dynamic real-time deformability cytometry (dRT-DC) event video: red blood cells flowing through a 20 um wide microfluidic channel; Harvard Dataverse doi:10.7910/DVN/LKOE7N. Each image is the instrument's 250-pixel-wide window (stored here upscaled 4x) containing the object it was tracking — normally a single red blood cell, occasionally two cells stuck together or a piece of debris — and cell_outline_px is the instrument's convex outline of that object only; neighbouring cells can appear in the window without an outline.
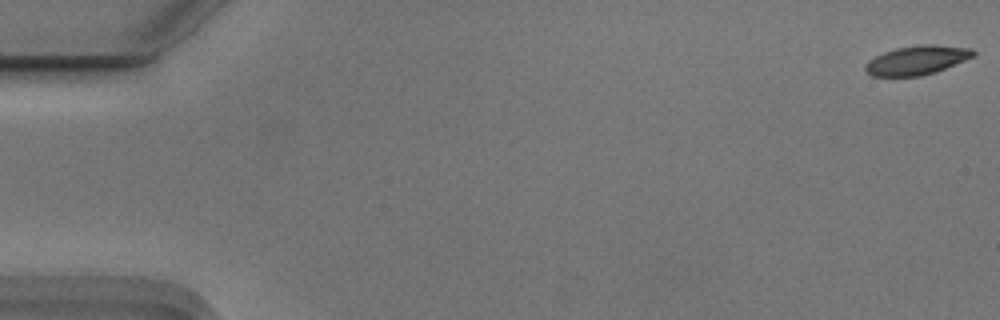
{"species": "Egyptian fruit bat (a non-hibernating species)", "species_latin": "Rousettus aegyptiacus", "temperature_condition": "cold", "stored_images_in_passage": 56, "camera_frame_rate_fps": 3000, "um_per_image_px": 0.085, "animal": {"sex": "male"}, "frame": {"image": 1, "passage_image": 1, "time_ms": 0.0, "image_size_px": [1000, 320], "cell_outline_px": [[976, 56], [936, 72], [920, 76], [872, 76], [864, 68], [864, 64], [868, 60], [884, 52], [896, 48], [920, 44], [932, 44], [972, 48], [976, 52]], "centroid_in_image_um": [77.97, 5.11], "position_along_channel_um": 7.0, "area_um2": 18.44}}
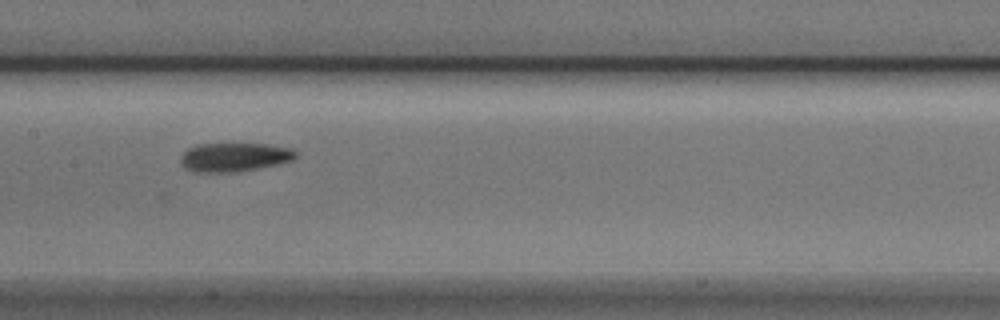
{"frame": {"image": 2, "passage_image": 28, "time_ms": 9.0, "image_size_px": [1000, 320], "cell_outline_px": [[300, 152], [292, 160], [276, 164], [256, 168], [232, 172], [192, 172], [184, 168], [180, 164], [180, 156], [188, 148], [196, 144], [268, 144], [292, 148]], "centroid_in_image_um": [19.89, 13.35], "position_along_channel_um": 187.5, "area_um2": 19.42}}
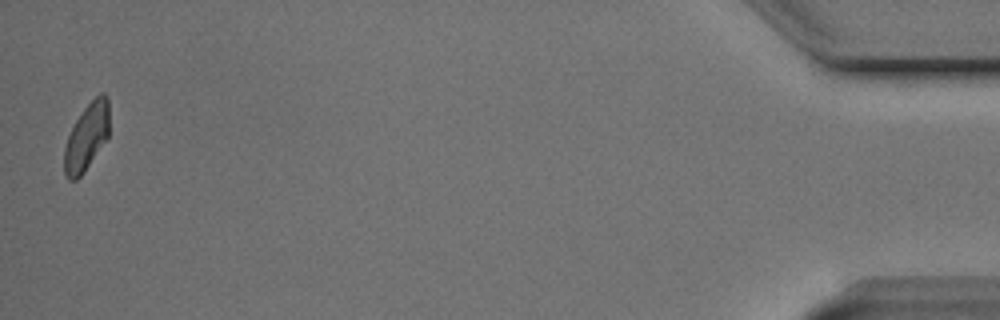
{"frame": {"image": 3, "passage_image": 55, "time_ms": 18.0, "image_size_px": [1000, 320], "cell_outline_px": [[108, 136], [84, 172], [76, 180], [68, 180], [64, 172], [64, 148], [68, 136], [76, 120], [84, 108], [100, 92], [104, 92], [108, 100]], "centroid_in_image_um": [7.35, 11.65], "position_along_channel_um": 427.9, "area_um2": 17.28}, "authors_computed_cell_mechanics": {"area_um2": 18.785, "velocity_mm_per_s": 3.7134, "shape_relaxation_time_tau1_ms": 3.773, "shape_relaxation_time_tau2_ms": 8.6347, "deformation_change_tau1": 0.1245, "deformation_change_tau2": 0.1284}}